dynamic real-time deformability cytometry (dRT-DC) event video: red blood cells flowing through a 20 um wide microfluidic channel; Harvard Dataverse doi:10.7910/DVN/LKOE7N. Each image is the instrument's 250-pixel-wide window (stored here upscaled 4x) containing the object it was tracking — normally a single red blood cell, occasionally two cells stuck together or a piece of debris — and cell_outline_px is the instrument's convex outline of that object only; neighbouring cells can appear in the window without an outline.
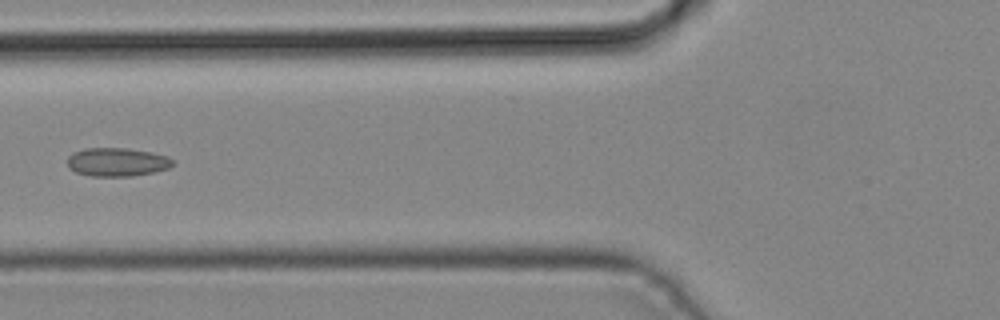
{"species": "common noctule bat (a hibernating species)", "species_latin": "Nyctalus noctula", "temperature_condition": "cold", "stored_images_in_passage": 5, "camera_frame_rate_fps": 3000, "um_per_image_px": 0.085, "animal": {"sex": "male", "body_mass_g": 19.2, "forearm_length_mm": 51.8}, "frame": {"image": 1, "passage_image": 5, "time_ms": 1.333, "image_size_px": [1000, 320], "cell_outline_px": [[172, 164], [168, 168], [152, 172], [132, 176], [92, 176], [76, 172], [68, 168], [68, 156], [72, 152], [84, 148], [128, 148], [152, 152], [168, 156], [172, 160]], "centroid_in_image_um": [9.91, 13.76], "position_along_channel_um": 115.9, "area_um2": 17.51}}